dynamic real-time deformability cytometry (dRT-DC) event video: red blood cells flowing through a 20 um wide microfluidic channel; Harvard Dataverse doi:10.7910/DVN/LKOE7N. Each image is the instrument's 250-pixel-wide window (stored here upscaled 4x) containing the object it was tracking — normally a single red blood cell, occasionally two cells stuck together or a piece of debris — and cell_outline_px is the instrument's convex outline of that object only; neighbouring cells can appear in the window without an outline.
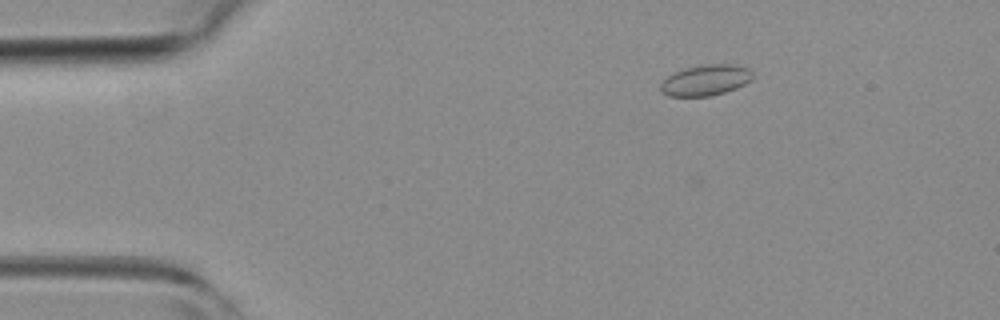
{"species": "common noctule bat (a hibernating species)", "species_latin": "Nyctalus noctula", "temperature_condition": "room temperature", "stored_images_in_passage": 4, "camera_frame_rate_fps": 3000, "um_per_image_px": 0.085, "animal": {"sex": "female", "body_mass_g": 19.3, "forearm_length_mm": 54.1}, "frame": {"image": 1, "passage_image": 2, "time_ms": 1.0, "image_size_px": [1000, 320], "cell_outline_px": [[752, 80], [736, 88], [724, 92], [708, 96], [668, 96], [660, 92], [660, 84], [668, 76], [676, 72], [688, 68], [708, 64], [732, 64], [748, 68], [752, 72]], "centroid_in_image_um": [59.98, 6.82], "position_along_channel_um": 25.0, "area_um2": 16.3}}